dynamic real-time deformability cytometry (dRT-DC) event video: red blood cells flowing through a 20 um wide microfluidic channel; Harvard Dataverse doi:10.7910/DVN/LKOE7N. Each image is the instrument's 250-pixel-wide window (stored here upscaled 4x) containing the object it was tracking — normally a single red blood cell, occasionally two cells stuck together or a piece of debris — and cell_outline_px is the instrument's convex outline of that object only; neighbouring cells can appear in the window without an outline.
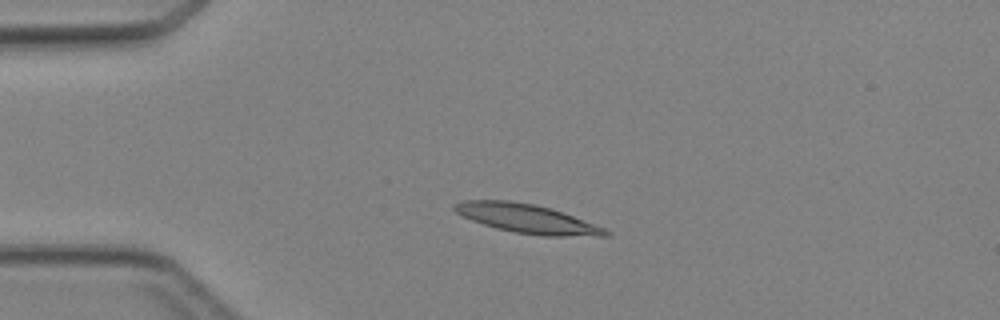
{"species": "Egyptian fruit bat (a non-hibernating species)", "species_latin": "Rousettus aegyptiacus", "temperature_condition": "cold", "stored_images_in_passage": 4, "camera_frame_rate_fps": 3000, "um_per_image_px": 0.085, "animal": {"sex": "female"}, "frame": {"image": 1, "passage_image": 2, "time_ms": 1.0, "image_size_px": [1000, 320], "cell_outline_px": [[612, 232], [608, 236], [544, 236], [516, 232], [496, 228], [472, 220], [456, 212], [452, 208], [452, 204], [464, 200], [508, 200], [532, 204], [548, 208], [572, 216], [604, 228]], "centroid_in_image_um": [44.76, 18.58], "position_along_channel_um": 40.2, "area_um2": 25.03}}
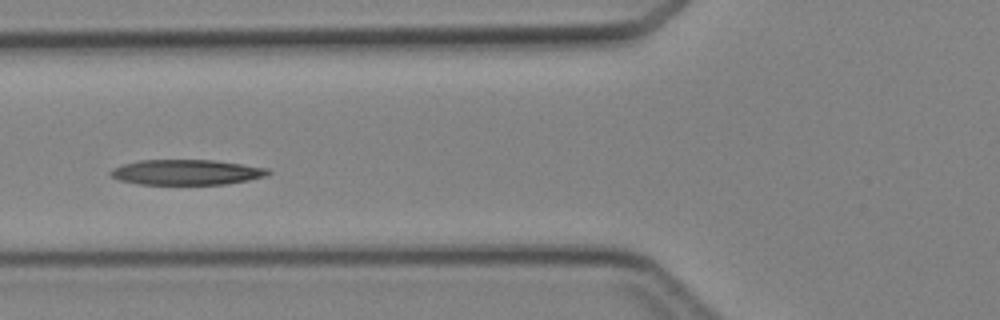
{"frame": {"image": 2, "passage_image": 4, "time_ms": 3.333, "image_size_px": [1000, 320], "cell_outline_px": [[272, 172], [268, 176], [228, 184], [136, 184], [120, 180], [112, 176], [108, 172], [112, 168], [124, 164], [140, 160], [212, 160], [268, 168]], "centroid_in_image_um": [15.86, 14.64], "position_along_channel_um": 109.9, "area_um2": 23.18}}